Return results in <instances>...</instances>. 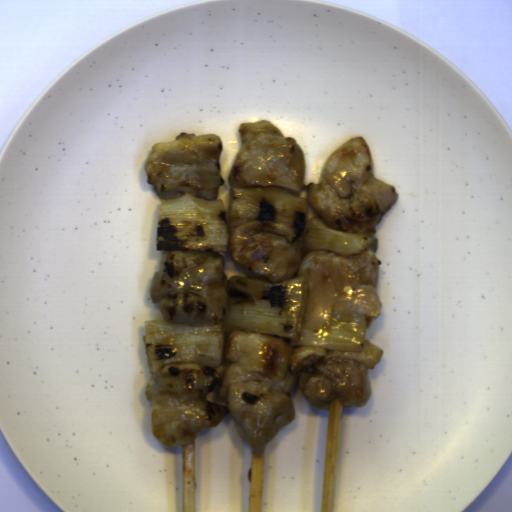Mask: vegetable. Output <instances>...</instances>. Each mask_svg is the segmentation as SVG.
<instances>
[{"label": "vegetable", "mask_w": 512, "mask_h": 512, "mask_svg": "<svg viewBox=\"0 0 512 512\" xmlns=\"http://www.w3.org/2000/svg\"><path fill=\"white\" fill-rule=\"evenodd\" d=\"M226 281V313L217 323L197 327L166 318L145 321L142 345L151 373L168 362L216 367L223 360L224 341L234 330L290 338L292 346H298L289 361L291 371L311 354L354 359L372 370L384 355L365 336L367 318L331 317L318 329L305 324L307 278L295 275L272 282L251 271Z\"/></svg>", "instance_id": "vegetable-1"}, {"label": "vegetable", "mask_w": 512, "mask_h": 512, "mask_svg": "<svg viewBox=\"0 0 512 512\" xmlns=\"http://www.w3.org/2000/svg\"><path fill=\"white\" fill-rule=\"evenodd\" d=\"M310 202L282 188L262 186L228 189L223 198L203 199L193 192L163 198L156 224V251H212L223 257L229 246V228L255 220H274L289 228L303 252L331 250L349 258L367 250L375 254V236L343 231L317 214L308 219Z\"/></svg>", "instance_id": "vegetable-2"}]
</instances>
